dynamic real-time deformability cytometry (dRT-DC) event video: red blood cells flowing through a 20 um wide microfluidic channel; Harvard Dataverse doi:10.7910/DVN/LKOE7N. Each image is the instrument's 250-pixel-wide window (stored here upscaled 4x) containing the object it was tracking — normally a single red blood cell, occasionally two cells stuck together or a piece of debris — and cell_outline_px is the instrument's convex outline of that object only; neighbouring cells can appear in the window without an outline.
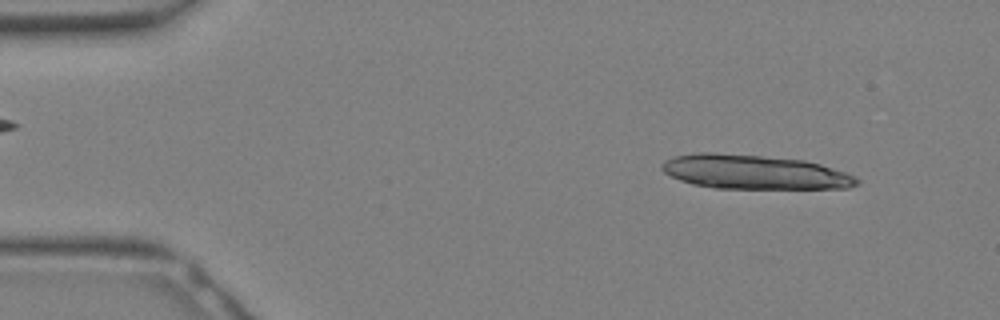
{"species": "Egyptian fruit bat (a non-hibernating species)", "species_latin": "Rousettus aegyptiacus", "temperature_condition": "warm", "stored_images_in_passage": 7, "camera_frame_rate_fps": 3000, "um_per_image_px": 0.085, "animal": {"sex": "female"}, "frame": {"image": 1, "passage_image": 1, "time_ms": 0.0, "image_size_px": [1000, 320], "cell_outline_px": [[860, 180], [856, 184], [848, 188], [716, 188], [692, 184], [680, 180], [664, 172], [660, 168], [660, 164], [664, 160], [672, 156], [700, 152], [712, 152], [760, 156], [804, 160], [820, 164], [856, 176]], "centroid_in_image_um": [64.06, 14.62], "position_along_channel_um": 20.9, "area_um2": 38.73}}